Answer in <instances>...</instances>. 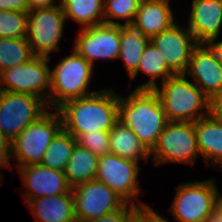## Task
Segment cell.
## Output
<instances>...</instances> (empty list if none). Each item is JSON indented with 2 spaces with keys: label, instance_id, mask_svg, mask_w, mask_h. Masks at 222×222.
I'll return each mask as SVG.
<instances>
[{
  "label": "cell",
  "instance_id": "8992f818",
  "mask_svg": "<svg viewBox=\"0 0 222 222\" xmlns=\"http://www.w3.org/2000/svg\"><path fill=\"white\" fill-rule=\"evenodd\" d=\"M216 180H195L178 184L175 197L168 209L177 222H205L218 204Z\"/></svg>",
  "mask_w": 222,
  "mask_h": 222
},
{
  "label": "cell",
  "instance_id": "44dd1931",
  "mask_svg": "<svg viewBox=\"0 0 222 222\" xmlns=\"http://www.w3.org/2000/svg\"><path fill=\"white\" fill-rule=\"evenodd\" d=\"M110 152L136 162H149L150 152L128 126L118 120L109 130Z\"/></svg>",
  "mask_w": 222,
  "mask_h": 222
},
{
  "label": "cell",
  "instance_id": "e0dca14e",
  "mask_svg": "<svg viewBox=\"0 0 222 222\" xmlns=\"http://www.w3.org/2000/svg\"><path fill=\"white\" fill-rule=\"evenodd\" d=\"M187 27L197 43L210 44L221 34L222 0H192Z\"/></svg>",
  "mask_w": 222,
  "mask_h": 222
},
{
  "label": "cell",
  "instance_id": "60d3db41",
  "mask_svg": "<svg viewBox=\"0 0 222 222\" xmlns=\"http://www.w3.org/2000/svg\"><path fill=\"white\" fill-rule=\"evenodd\" d=\"M220 193L221 192H218V204L222 206V195Z\"/></svg>",
  "mask_w": 222,
  "mask_h": 222
},
{
  "label": "cell",
  "instance_id": "74e56055",
  "mask_svg": "<svg viewBox=\"0 0 222 222\" xmlns=\"http://www.w3.org/2000/svg\"><path fill=\"white\" fill-rule=\"evenodd\" d=\"M219 38H216L214 39L210 45L215 49L217 55H218V58H219V61L221 62L222 64V39L221 40H218ZM219 42H218V41Z\"/></svg>",
  "mask_w": 222,
  "mask_h": 222
},
{
  "label": "cell",
  "instance_id": "e575fe53",
  "mask_svg": "<svg viewBox=\"0 0 222 222\" xmlns=\"http://www.w3.org/2000/svg\"><path fill=\"white\" fill-rule=\"evenodd\" d=\"M0 10L28 12L27 0H0Z\"/></svg>",
  "mask_w": 222,
  "mask_h": 222
},
{
  "label": "cell",
  "instance_id": "f546056e",
  "mask_svg": "<svg viewBox=\"0 0 222 222\" xmlns=\"http://www.w3.org/2000/svg\"><path fill=\"white\" fill-rule=\"evenodd\" d=\"M76 142L100 157L110 153L109 131H93L77 134Z\"/></svg>",
  "mask_w": 222,
  "mask_h": 222
},
{
  "label": "cell",
  "instance_id": "d6986e66",
  "mask_svg": "<svg viewBox=\"0 0 222 222\" xmlns=\"http://www.w3.org/2000/svg\"><path fill=\"white\" fill-rule=\"evenodd\" d=\"M197 147L210 167L222 168V121L210 114L194 122Z\"/></svg>",
  "mask_w": 222,
  "mask_h": 222
},
{
  "label": "cell",
  "instance_id": "ba28073f",
  "mask_svg": "<svg viewBox=\"0 0 222 222\" xmlns=\"http://www.w3.org/2000/svg\"><path fill=\"white\" fill-rule=\"evenodd\" d=\"M48 110L47 103L39 96L0 91V131L13 141Z\"/></svg>",
  "mask_w": 222,
  "mask_h": 222
},
{
  "label": "cell",
  "instance_id": "30bf717a",
  "mask_svg": "<svg viewBox=\"0 0 222 222\" xmlns=\"http://www.w3.org/2000/svg\"><path fill=\"white\" fill-rule=\"evenodd\" d=\"M139 171V162L110 152L99 157L95 180L108 186L126 204L137 206L136 200L139 204L145 203L138 198L143 191L139 186Z\"/></svg>",
  "mask_w": 222,
  "mask_h": 222
},
{
  "label": "cell",
  "instance_id": "9c48e42d",
  "mask_svg": "<svg viewBox=\"0 0 222 222\" xmlns=\"http://www.w3.org/2000/svg\"><path fill=\"white\" fill-rule=\"evenodd\" d=\"M66 17L60 3L58 5L28 11L27 41L34 56L48 57L50 53L61 51Z\"/></svg>",
  "mask_w": 222,
  "mask_h": 222
},
{
  "label": "cell",
  "instance_id": "1f68e13d",
  "mask_svg": "<svg viewBox=\"0 0 222 222\" xmlns=\"http://www.w3.org/2000/svg\"><path fill=\"white\" fill-rule=\"evenodd\" d=\"M134 215L141 222H171L154 210L150 205H147V202L135 206Z\"/></svg>",
  "mask_w": 222,
  "mask_h": 222
},
{
  "label": "cell",
  "instance_id": "d590c367",
  "mask_svg": "<svg viewBox=\"0 0 222 222\" xmlns=\"http://www.w3.org/2000/svg\"><path fill=\"white\" fill-rule=\"evenodd\" d=\"M58 1V2H57ZM29 10L39 9V8H47L58 5L56 3H60L59 0H27Z\"/></svg>",
  "mask_w": 222,
  "mask_h": 222
},
{
  "label": "cell",
  "instance_id": "f35d334b",
  "mask_svg": "<svg viewBox=\"0 0 222 222\" xmlns=\"http://www.w3.org/2000/svg\"><path fill=\"white\" fill-rule=\"evenodd\" d=\"M126 222H141L134 214Z\"/></svg>",
  "mask_w": 222,
  "mask_h": 222
},
{
  "label": "cell",
  "instance_id": "f1b7e54d",
  "mask_svg": "<svg viewBox=\"0 0 222 222\" xmlns=\"http://www.w3.org/2000/svg\"><path fill=\"white\" fill-rule=\"evenodd\" d=\"M28 32V12L0 10V38H24Z\"/></svg>",
  "mask_w": 222,
  "mask_h": 222
},
{
  "label": "cell",
  "instance_id": "5b68a950",
  "mask_svg": "<svg viewBox=\"0 0 222 222\" xmlns=\"http://www.w3.org/2000/svg\"><path fill=\"white\" fill-rule=\"evenodd\" d=\"M62 129V119L57 110L49 109L36 122L27 126L11 142L10 167L16 160V168L41 164L48 146Z\"/></svg>",
  "mask_w": 222,
  "mask_h": 222
},
{
  "label": "cell",
  "instance_id": "5bb4252c",
  "mask_svg": "<svg viewBox=\"0 0 222 222\" xmlns=\"http://www.w3.org/2000/svg\"><path fill=\"white\" fill-rule=\"evenodd\" d=\"M180 23L153 36L150 41L164 56L168 67L175 74H185L194 47L198 44L191 31Z\"/></svg>",
  "mask_w": 222,
  "mask_h": 222
},
{
  "label": "cell",
  "instance_id": "83f0119b",
  "mask_svg": "<svg viewBox=\"0 0 222 222\" xmlns=\"http://www.w3.org/2000/svg\"><path fill=\"white\" fill-rule=\"evenodd\" d=\"M142 0H104V24L131 26ZM124 20L120 23V20ZM119 20V21H118Z\"/></svg>",
  "mask_w": 222,
  "mask_h": 222
},
{
  "label": "cell",
  "instance_id": "8d00e7d4",
  "mask_svg": "<svg viewBox=\"0 0 222 222\" xmlns=\"http://www.w3.org/2000/svg\"><path fill=\"white\" fill-rule=\"evenodd\" d=\"M205 222H222V206L220 204L213 208Z\"/></svg>",
  "mask_w": 222,
  "mask_h": 222
},
{
  "label": "cell",
  "instance_id": "4fadbf2b",
  "mask_svg": "<svg viewBox=\"0 0 222 222\" xmlns=\"http://www.w3.org/2000/svg\"><path fill=\"white\" fill-rule=\"evenodd\" d=\"M78 31L72 49L93 67L97 60H118L120 52V26L99 24L80 28Z\"/></svg>",
  "mask_w": 222,
  "mask_h": 222
},
{
  "label": "cell",
  "instance_id": "603a6c76",
  "mask_svg": "<svg viewBox=\"0 0 222 222\" xmlns=\"http://www.w3.org/2000/svg\"><path fill=\"white\" fill-rule=\"evenodd\" d=\"M99 157L85 147L75 144L64 174L71 188L92 181L96 177Z\"/></svg>",
  "mask_w": 222,
  "mask_h": 222
},
{
  "label": "cell",
  "instance_id": "ac0fdd59",
  "mask_svg": "<svg viewBox=\"0 0 222 222\" xmlns=\"http://www.w3.org/2000/svg\"><path fill=\"white\" fill-rule=\"evenodd\" d=\"M170 0H142L132 27L151 39L175 24Z\"/></svg>",
  "mask_w": 222,
  "mask_h": 222
},
{
  "label": "cell",
  "instance_id": "d4e9b609",
  "mask_svg": "<svg viewBox=\"0 0 222 222\" xmlns=\"http://www.w3.org/2000/svg\"><path fill=\"white\" fill-rule=\"evenodd\" d=\"M150 39L132 26H120V52L118 59L123 62L130 77L136 70Z\"/></svg>",
  "mask_w": 222,
  "mask_h": 222
},
{
  "label": "cell",
  "instance_id": "484cf974",
  "mask_svg": "<svg viewBox=\"0 0 222 222\" xmlns=\"http://www.w3.org/2000/svg\"><path fill=\"white\" fill-rule=\"evenodd\" d=\"M76 143V138L62 128L48 146L41 164L64 171Z\"/></svg>",
  "mask_w": 222,
  "mask_h": 222
},
{
  "label": "cell",
  "instance_id": "7c38bea8",
  "mask_svg": "<svg viewBox=\"0 0 222 222\" xmlns=\"http://www.w3.org/2000/svg\"><path fill=\"white\" fill-rule=\"evenodd\" d=\"M77 222H88L120 209L125 202L108 186L97 180L71 188Z\"/></svg>",
  "mask_w": 222,
  "mask_h": 222
},
{
  "label": "cell",
  "instance_id": "8fae6325",
  "mask_svg": "<svg viewBox=\"0 0 222 222\" xmlns=\"http://www.w3.org/2000/svg\"><path fill=\"white\" fill-rule=\"evenodd\" d=\"M51 57L34 56L1 73L0 91L32 94L42 98L49 108Z\"/></svg>",
  "mask_w": 222,
  "mask_h": 222
},
{
  "label": "cell",
  "instance_id": "ab89813d",
  "mask_svg": "<svg viewBox=\"0 0 222 222\" xmlns=\"http://www.w3.org/2000/svg\"><path fill=\"white\" fill-rule=\"evenodd\" d=\"M0 169H7L4 165H2L1 163H0ZM3 180H4V178H3V175H2V173L0 172V187H1V184H2V182H3Z\"/></svg>",
  "mask_w": 222,
  "mask_h": 222
},
{
  "label": "cell",
  "instance_id": "3957f363",
  "mask_svg": "<svg viewBox=\"0 0 222 222\" xmlns=\"http://www.w3.org/2000/svg\"><path fill=\"white\" fill-rule=\"evenodd\" d=\"M159 85L154 90L168 121L196 122L209 115V98L188 76L176 74Z\"/></svg>",
  "mask_w": 222,
  "mask_h": 222
},
{
  "label": "cell",
  "instance_id": "9a60e30c",
  "mask_svg": "<svg viewBox=\"0 0 222 222\" xmlns=\"http://www.w3.org/2000/svg\"><path fill=\"white\" fill-rule=\"evenodd\" d=\"M184 75L210 99L222 87V64L215 49L210 44L198 43Z\"/></svg>",
  "mask_w": 222,
  "mask_h": 222
},
{
  "label": "cell",
  "instance_id": "7402d4cb",
  "mask_svg": "<svg viewBox=\"0 0 222 222\" xmlns=\"http://www.w3.org/2000/svg\"><path fill=\"white\" fill-rule=\"evenodd\" d=\"M144 73L150 76L149 80L139 85L135 89L154 90L159 83L157 79H161V83L168 78L176 75L167 65L164 56L159 49L151 42L146 45L143 55L140 58L137 70L129 77L131 81L135 79L138 73Z\"/></svg>",
  "mask_w": 222,
  "mask_h": 222
},
{
  "label": "cell",
  "instance_id": "52a82bcc",
  "mask_svg": "<svg viewBox=\"0 0 222 222\" xmlns=\"http://www.w3.org/2000/svg\"><path fill=\"white\" fill-rule=\"evenodd\" d=\"M154 165L183 163L195 165L200 156L194 122L168 121L159 135L156 146L150 152Z\"/></svg>",
  "mask_w": 222,
  "mask_h": 222
},
{
  "label": "cell",
  "instance_id": "2e32d148",
  "mask_svg": "<svg viewBox=\"0 0 222 222\" xmlns=\"http://www.w3.org/2000/svg\"><path fill=\"white\" fill-rule=\"evenodd\" d=\"M25 191V204L31 199L43 196H55L68 193L71 187L67 183L64 171L52 169L42 164L18 167Z\"/></svg>",
  "mask_w": 222,
  "mask_h": 222
},
{
  "label": "cell",
  "instance_id": "277c9868",
  "mask_svg": "<svg viewBox=\"0 0 222 222\" xmlns=\"http://www.w3.org/2000/svg\"><path fill=\"white\" fill-rule=\"evenodd\" d=\"M94 69L74 49L65 55L53 70L50 69L49 109L57 110L68 101L97 92L89 91Z\"/></svg>",
  "mask_w": 222,
  "mask_h": 222
},
{
  "label": "cell",
  "instance_id": "836d02e7",
  "mask_svg": "<svg viewBox=\"0 0 222 222\" xmlns=\"http://www.w3.org/2000/svg\"><path fill=\"white\" fill-rule=\"evenodd\" d=\"M209 114L222 121V87L209 99Z\"/></svg>",
  "mask_w": 222,
  "mask_h": 222
},
{
  "label": "cell",
  "instance_id": "d6a6232c",
  "mask_svg": "<svg viewBox=\"0 0 222 222\" xmlns=\"http://www.w3.org/2000/svg\"><path fill=\"white\" fill-rule=\"evenodd\" d=\"M11 140H9L0 131V163L7 169L11 170L10 158H11Z\"/></svg>",
  "mask_w": 222,
  "mask_h": 222
},
{
  "label": "cell",
  "instance_id": "ffe728a7",
  "mask_svg": "<svg viewBox=\"0 0 222 222\" xmlns=\"http://www.w3.org/2000/svg\"><path fill=\"white\" fill-rule=\"evenodd\" d=\"M26 204L36 222H77L71 190L61 195L31 199Z\"/></svg>",
  "mask_w": 222,
  "mask_h": 222
},
{
  "label": "cell",
  "instance_id": "6da1fadb",
  "mask_svg": "<svg viewBox=\"0 0 222 222\" xmlns=\"http://www.w3.org/2000/svg\"><path fill=\"white\" fill-rule=\"evenodd\" d=\"M119 96L114 88L97 90L94 94L71 100L57 111L62 128L74 137L93 131H109L119 120Z\"/></svg>",
  "mask_w": 222,
  "mask_h": 222
},
{
  "label": "cell",
  "instance_id": "cb8c5ba5",
  "mask_svg": "<svg viewBox=\"0 0 222 222\" xmlns=\"http://www.w3.org/2000/svg\"><path fill=\"white\" fill-rule=\"evenodd\" d=\"M66 20L82 28L104 24V0H60Z\"/></svg>",
  "mask_w": 222,
  "mask_h": 222
},
{
  "label": "cell",
  "instance_id": "4dcf8cb0",
  "mask_svg": "<svg viewBox=\"0 0 222 222\" xmlns=\"http://www.w3.org/2000/svg\"><path fill=\"white\" fill-rule=\"evenodd\" d=\"M134 209V205L125 203L120 209L88 222H126L134 214Z\"/></svg>",
  "mask_w": 222,
  "mask_h": 222
},
{
  "label": "cell",
  "instance_id": "7a4b0ae2",
  "mask_svg": "<svg viewBox=\"0 0 222 222\" xmlns=\"http://www.w3.org/2000/svg\"><path fill=\"white\" fill-rule=\"evenodd\" d=\"M118 119L128 126L151 152L168 120L155 90L135 89L119 96Z\"/></svg>",
  "mask_w": 222,
  "mask_h": 222
},
{
  "label": "cell",
  "instance_id": "4316f807",
  "mask_svg": "<svg viewBox=\"0 0 222 222\" xmlns=\"http://www.w3.org/2000/svg\"><path fill=\"white\" fill-rule=\"evenodd\" d=\"M34 57L27 38H0V71L28 62Z\"/></svg>",
  "mask_w": 222,
  "mask_h": 222
}]
</instances>
